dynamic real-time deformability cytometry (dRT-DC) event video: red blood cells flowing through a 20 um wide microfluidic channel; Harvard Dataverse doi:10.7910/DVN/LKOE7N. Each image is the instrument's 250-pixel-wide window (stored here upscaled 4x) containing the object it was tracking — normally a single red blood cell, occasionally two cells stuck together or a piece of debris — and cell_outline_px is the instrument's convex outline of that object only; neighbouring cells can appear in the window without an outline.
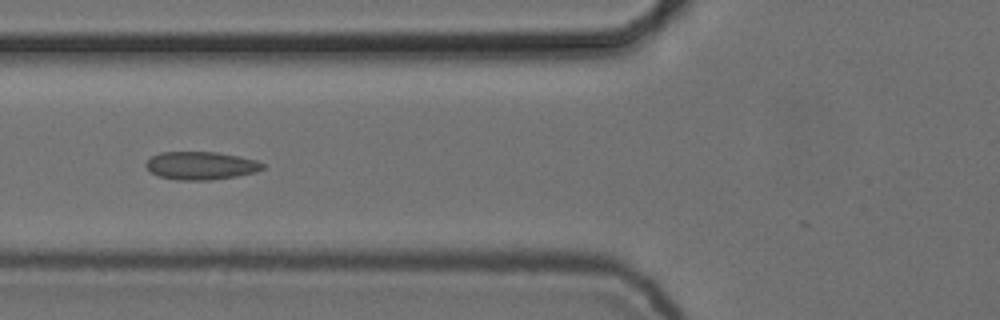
{"species": "common noctule bat (a hibernating species)", "species_latin": "Nyctalus noctula", "temperature_condition": "cold", "stored_images_in_passage": 4, "camera_frame_rate_fps": 3000, "um_per_image_px": 0.085, "animal": {"sex": "female", "body_mass_g": 24.6, "forearm_length_mm": 56.2}, "frame": {"image": 1, "passage_image": 4, "time_ms": 1.0, "image_size_px": [1000, 320], "cell_outline_px": [[264, 168], [256, 172], [236, 176], [208, 180], [176, 180], [160, 176], [152, 172], [144, 164], [152, 156], [160, 152], [216, 152], [240, 156], [256, 160], [264, 164]], "centroid_in_image_um": [17.09, 14.07], "position_along_channel_um": 108.7, "area_um2": 18.96}}